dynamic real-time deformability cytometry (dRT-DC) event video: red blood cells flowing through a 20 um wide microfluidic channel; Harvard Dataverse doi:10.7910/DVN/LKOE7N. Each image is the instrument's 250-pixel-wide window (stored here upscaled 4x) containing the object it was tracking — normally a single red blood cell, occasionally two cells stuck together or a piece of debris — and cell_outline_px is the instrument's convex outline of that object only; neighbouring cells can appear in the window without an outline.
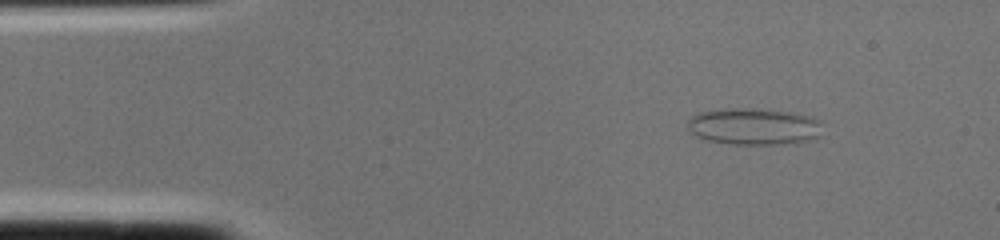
{"species": "common noctule bat (a hibernating species)", "species_latin": "Nyctalus noctula", "temperature_condition": "cold", "stored_images_in_passage": 1, "camera_frame_rate_fps": 3000, "um_per_image_px": 0.085, "animal": {"sex": "female", "body_mass_g": 22.0, "forearm_length_mm": 56.7}, "frame": {"image": 1, "passage_image": 1, "time_ms": 0.0, "image_size_px": [1000, 240], "cell_outline_px": [[820, 136], [816, 140], [796, 144], [732, 144], [708, 140], [696, 136], [688, 128], [688, 120], [696, 112], [732, 108], [756, 108], [792, 112], [812, 116], [820, 120]], "centroid_in_image_um": [64.14, 10.75], "position_along_channel_um": 20.9, "area_um2": 29.36}}